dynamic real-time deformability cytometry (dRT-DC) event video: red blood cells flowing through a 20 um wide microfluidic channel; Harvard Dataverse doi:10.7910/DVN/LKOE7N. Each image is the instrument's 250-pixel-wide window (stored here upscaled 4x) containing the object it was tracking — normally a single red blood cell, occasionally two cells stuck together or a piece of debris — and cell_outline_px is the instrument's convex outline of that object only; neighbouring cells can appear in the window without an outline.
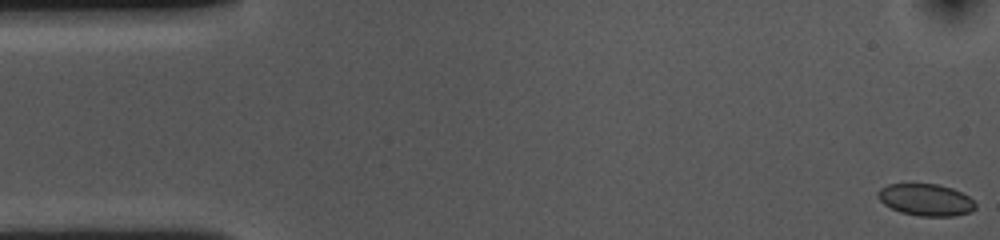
{"species": "common noctule bat (a hibernating species)", "species_latin": "Nyctalus noctula", "temperature_condition": "cold", "stored_images_in_passage": 7, "camera_frame_rate_fps": 3000, "um_per_image_px": 0.085, "animal": {"sex": "female", "body_mass_g": 10.0, "forearm_length_mm": 53.1}, "frame": {"image": 1, "passage_image": 1, "time_ms": 0.0, "image_size_px": [1000, 240], "cell_outline_px": [[976, 208], [972, 212], [956, 216], [920, 216], [900, 212], [884, 204], [876, 196], [876, 192], [880, 188], [888, 184], [936, 184], [952, 188], [968, 196], [976, 204]], "centroid_in_image_um": [78.69, 16.99], "position_along_channel_um": 6.3, "area_um2": 18.21}}